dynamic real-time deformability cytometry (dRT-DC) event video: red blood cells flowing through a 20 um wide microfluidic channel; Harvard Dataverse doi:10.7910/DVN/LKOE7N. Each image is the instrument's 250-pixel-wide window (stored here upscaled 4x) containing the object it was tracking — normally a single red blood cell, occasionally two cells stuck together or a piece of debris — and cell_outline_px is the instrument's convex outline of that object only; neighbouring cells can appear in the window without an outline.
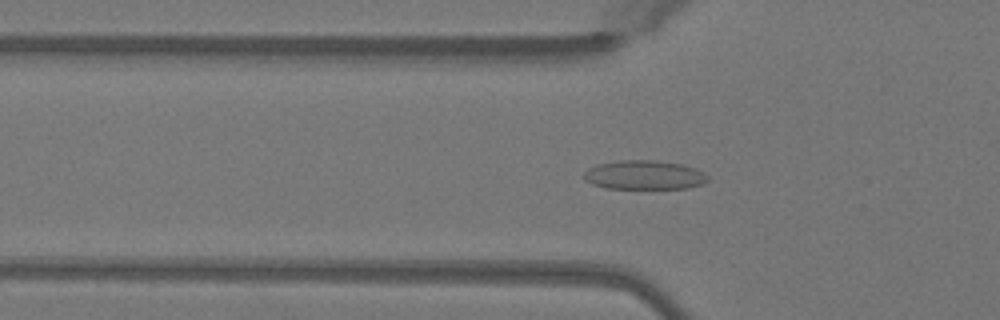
{"species": "Egyptian fruit bat (a non-hibernating species)", "species_latin": "Rousettus aegyptiacus", "temperature_condition": "warm", "stored_images_in_passage": 41, "camera_frame_rate_fps": 3000, "um_per_image_px": 0.085, "animal": {"sex": "female"}, "frame": {"image": 1, "passage_image": 7, "time_ms": 2.0, "image_size_px": [1000, 320], "cell_outline_px": [[708, 180], [704, 184], [688, 188], [604, 188], [592, 184], [584, 180], [584, 172], [588, 168], [596, 164], [620, 160], [656, 160], [684, 164], [696, 168], [704, 172], [708, 176]], "centroid_in_image_um": [54.78, 14.86], "position_along_channel_um": 71.0, "area_um2": 21.27}}
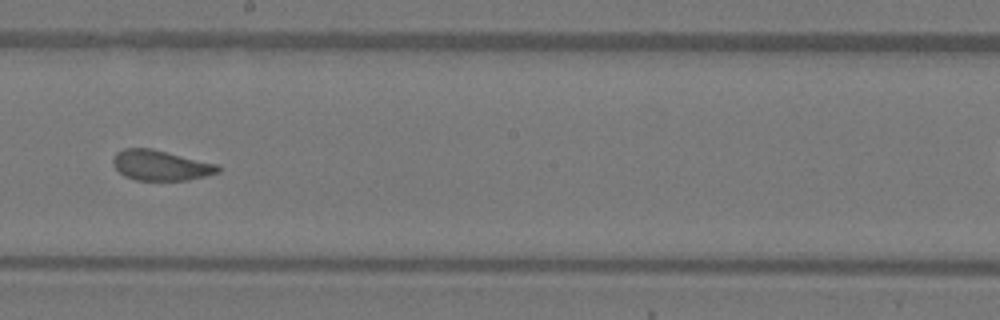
{"frame": {"image": 2, "passage_image": 19, "time_ms": 6.0, "image_size_px": [1000, 320], "cell_outline_px": [[220, 172], [188, 180], [136, 180], [124, 176], [112, 164], [112, 160], [116, 152], [124, 148], [152, 148], [220, 164]], "centroid_in_image_um": [13.67, 14.04], "position_along_channel_um": 234.5, "area_um2": 18.73}}
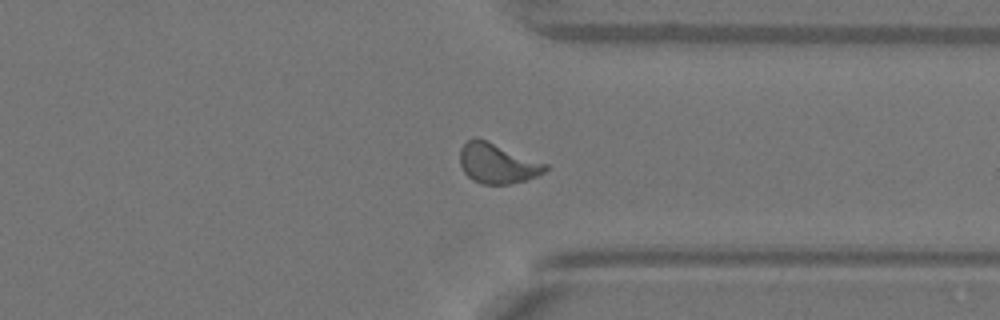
{"frame": {"image": 3, "passage_image": 29, "time_ms": 9.333, "image_size_px": [1000, 320], "cell_outline_px": [[548, 168], [544, 172], [536, 176], [524, 180], [508, 184], [480, 184], [472, 180], [464, 172], [460, 164], [460, 148], [468, 140], [476, 136], [548, 164]], "centroid_in_image_um": [42.25, 13.88], "position_along_channel_um": 369.2, "area_um2": 19.88}, "authors_computed_cell_mechanics": {"area_um2": 18.785, "velocity_mm_per_s": 4.074, "shape_relaxation_time_tau1_ms": 6.4596, "shape_relaxation_time_tau2_ms": 0.925, "deformation_change_tau1": 0.1335, "deformation_change_tau2": 0.045}}